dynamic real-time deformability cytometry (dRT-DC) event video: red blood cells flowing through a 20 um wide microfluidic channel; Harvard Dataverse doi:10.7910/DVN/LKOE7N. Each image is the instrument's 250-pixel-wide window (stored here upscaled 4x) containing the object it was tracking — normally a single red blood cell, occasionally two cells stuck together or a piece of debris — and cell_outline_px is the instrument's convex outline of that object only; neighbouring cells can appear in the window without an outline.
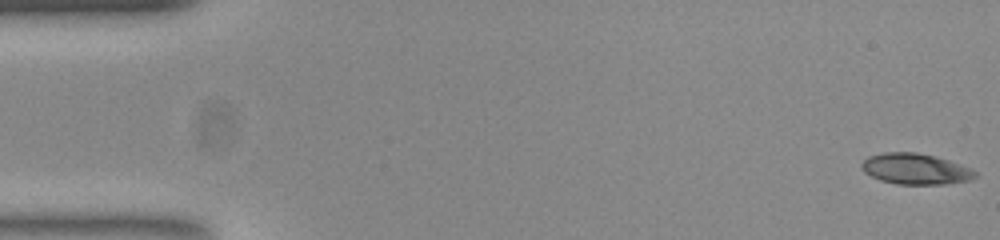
{"species": "common noctule bat (a hibernating species)", "species_latin": "Nyctalus noctula", "temperature_condition": "room temperature", "stored_images_in_passage": 6, "camera_frame_rate_fps": 3000, "um_per_image_px": 0.085, "animal": {"sex": "female", "body_mass_g": 23.0, "forearm_length_mm": 53.4}, "frame": {"image": 1, "passage_image": 1, "time_ms": 0.0, "image_size_px": [1000, 240], "cell_outline_px": [[980, 176], [968, 180], [948, 184], [896, 184], [880, 180], [864, 172], [860, 168], [860, 164], [868, 156], [884, 152], [916, 152], [936, 156], [972, 168]], "centroid_in_image_um": [77.82, 14.35], "position_along_channel_um": 7.2, "area_um2": 20.63}}